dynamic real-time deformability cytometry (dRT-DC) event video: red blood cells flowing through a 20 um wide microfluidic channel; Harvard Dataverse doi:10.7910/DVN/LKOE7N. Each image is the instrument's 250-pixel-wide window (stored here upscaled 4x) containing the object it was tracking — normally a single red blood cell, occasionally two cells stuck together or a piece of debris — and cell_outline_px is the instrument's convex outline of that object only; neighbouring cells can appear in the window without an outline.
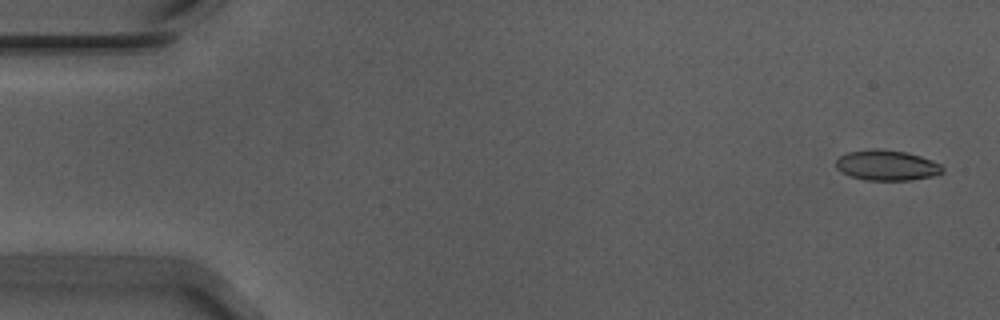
{"species": "Egyptian fruit bat (a non-hibernating species)", "species_latin": "Rousettus aegyptiacus", "temperature_condition": "warm", "stored_images_in_passage": 55, "camera_frame_rate_fps": 3000, "um_per_image_px": 0.085, "animal": {"sex": "male"}, "frame": {"image": 1, "passage_image": 2, "time_ms": 0.333, "image_size_px": [1000, 320], "cell_outline_px": [[944, 172], [936, 176], [912, 180], [864, 180], [848, 176], [840, 172], [836, 168], [836, 160], [840, 156], [848, 152], [872, 148], [880, 148], [904, 152], [920, 156], [932, 160], [940, 164], [944, 168]], "centroid_in_image_um": [75.38, 14.06], "position_along_channel_um": 9.6, "area_um2": 19.19}}
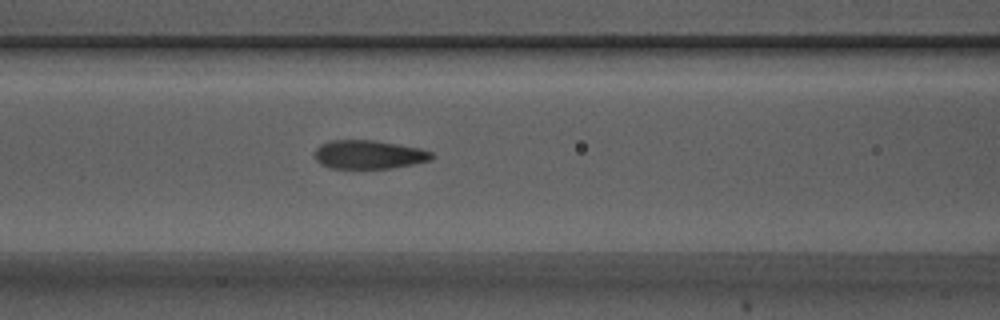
{"frame": {"image": 2, "passage_image": 23, "time_ms": 7.333, "image_size_px": [1000, 320], "cell_outline_px": [[436, 156], [432, 160], [412, 164], [388, 168], [328, 168], [320, 164], [316, 160], [316, 148], [320, 144], [328, 140], [376, 140], [420, 148], [432, 152]], "centroid_in_image_um": [31.36, 13.13], "position_along_channel_um": 135.2, "area_um2": 19.65}}
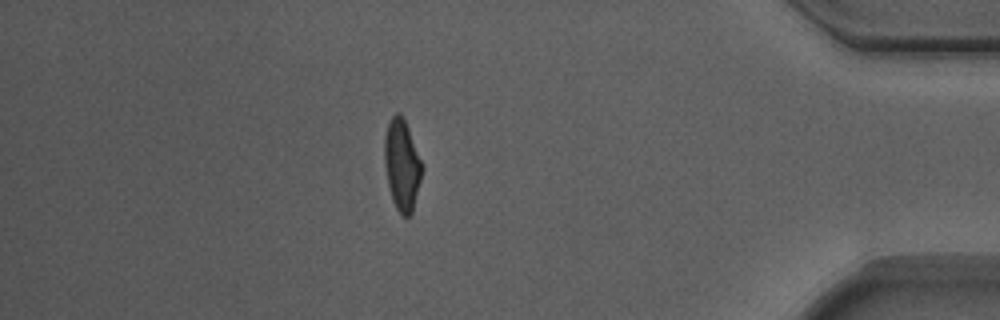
{"frame": {"image": 3, "passage_image": 48, "time_ms": 15.667, "image_size_px": [1000, 320], "cell_outline_px": [[420, 180], [412, 212], [408, 216], [404, 216], [396, 208], [392, 200], [388, 184], [384, 160], [384, 136], [388, 124], [392, 116], [396, 112], [400, 112], [408, 128], [420, 160]], "centroid_in_image_um": [34.12, 14.0], "position_along_channel_um": 401.1, "area_um2": 19.25}, "authors_computed_cell_mechanics": {"area_um2": 19.5942, "velocity_mm_per_s": 3.722, "shape_relaxation_time_tau1_ms": 4.906, "shape_relaxation_time_tau2_ms": 1.1399, "deformation_change_tau1": 0.2055, "deformation_change_tau2": 0.0886}}